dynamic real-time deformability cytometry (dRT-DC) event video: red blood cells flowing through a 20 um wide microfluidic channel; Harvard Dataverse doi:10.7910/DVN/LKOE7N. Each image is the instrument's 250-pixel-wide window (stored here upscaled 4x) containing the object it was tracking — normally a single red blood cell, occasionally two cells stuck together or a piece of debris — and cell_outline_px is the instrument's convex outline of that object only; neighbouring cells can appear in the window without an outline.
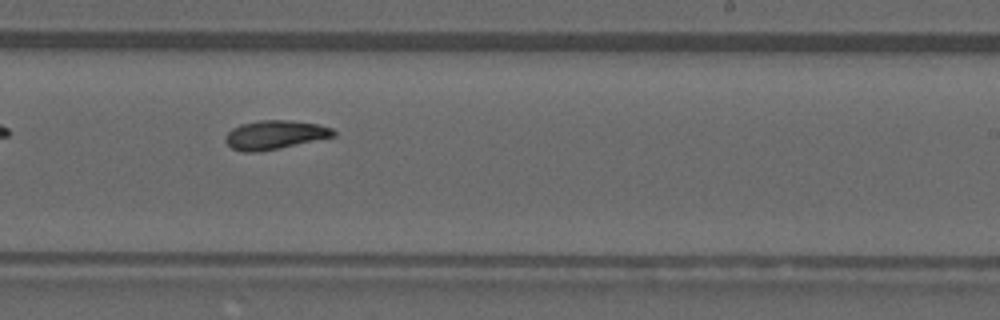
{"species": "common noctule bat (a hibernating species)", "species_latin": "Nyctalus noctula", "temperature_condition": "warm", "stored_images_in_passage": 31, "camera_frame_rate_fps": 3000, "um_per_image_px": 0.085, "animal": {"sex": "male", "forearm_length_mm": 52.5}, "frame": {"image": 1, "passage_image": 14, "time_ms": 4.333, "image_size_px": [1000, 320], "cell_outline_px": [[336, 136], [280, 148], [256, 152], [244, 152], [232, 148], [224, 140], [224, 136], [232, 128], [240, 124], [260, 120], [288, 120], [320, 124], [332, 128], [336, 132]], "centroid_in_image_um": [23.37, 11.45], "position_along_channel_um": 265.6, "area_um2": 18.26}}